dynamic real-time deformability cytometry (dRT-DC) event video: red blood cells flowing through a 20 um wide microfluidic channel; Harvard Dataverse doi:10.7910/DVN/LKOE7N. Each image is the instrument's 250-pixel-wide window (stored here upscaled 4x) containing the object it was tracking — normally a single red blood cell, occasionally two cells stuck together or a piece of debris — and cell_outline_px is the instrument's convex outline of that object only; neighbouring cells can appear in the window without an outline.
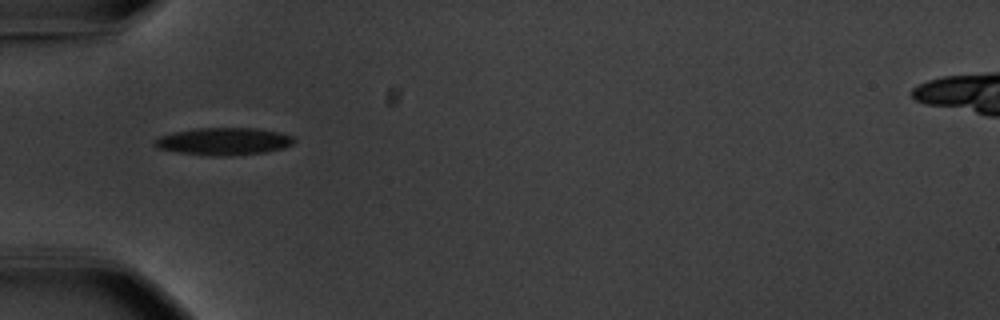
{"species": "common noctule bat (a hibernating species)", "species_latin": "Nyctalus noctula", "temperature_condition": "warm", "stored_images_in_passage": 14, "camera_frame_rate_fps": 3000, "um_per_image_px": 0.085, "animal": {"sex": "male", "body_mass_g": 20.1, "forearm_length_mm": 53.5}, "frame": {"image": 1, "passage_image": 1, "time_ms": 0.0, "image_size_px": [1000, 320], "cell_outline_px": [[296, 140], [292, 144], [284, 148], [264, 152], [228, 156], [212, 156], [176, 152], [156, 148], [152, 144], [160, 136], [172, 132], [196, 128], [256, 128], [280, 132], [292, 136]], "centroid_in_image_um": [19.0, 12.01], "position_along_channel_um": 66.0, "area_um2": 22.37}}